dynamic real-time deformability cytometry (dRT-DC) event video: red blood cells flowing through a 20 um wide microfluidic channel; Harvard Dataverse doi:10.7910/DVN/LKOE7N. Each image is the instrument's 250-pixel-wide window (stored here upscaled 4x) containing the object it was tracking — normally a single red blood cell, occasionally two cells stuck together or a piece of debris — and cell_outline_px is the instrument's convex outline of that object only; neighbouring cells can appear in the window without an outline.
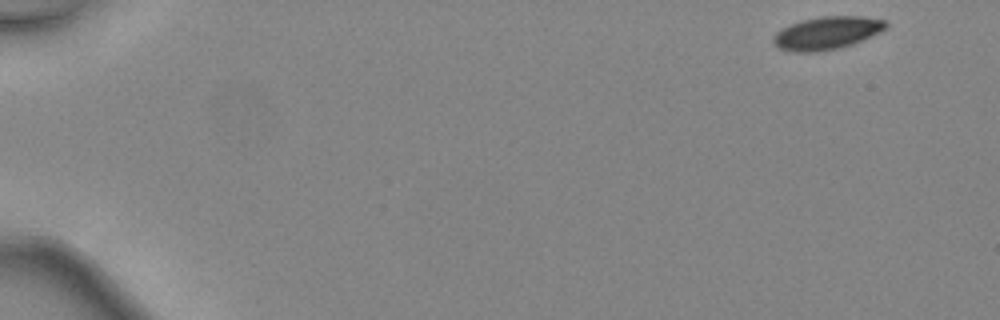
{"species": "common noctule bat (a hibernating species)", "species_latin": "Nyctalus noctula", "temperature_condition": "warm", "stored_images_in_passage": 44, "camera_frame_rate_fps": 3000, "um_per_image_px": 0.085, "animal": {"sex": "female", "body_mass_g": 24.6, "forearm_length_mm": 56.2}, "frame": {"image": 1, "passage_image": 1, "time_ms": 0.0, "image_size_px": [1000, 320], "cell_outline_px": [[888, 28], [880, 32], [852, 44], [836, 48], [816, 52], [796, 52], [776, 48], [772, 40], [772, 36], [780, 28], [800, 20], [820, 16], [864, 16], [884, 20], [888, 24]], "centroid_in_image_um": [70.24, 2.79], "position_along_channel_um": 14.8, "area_um2": 21.73}}
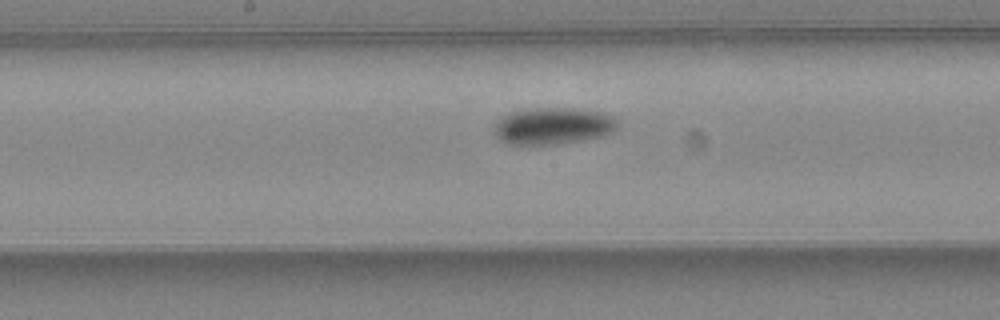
{"frame": {"image": 2, "passage_image": 24, "time_ms": 7.667, "image_size_px": [1000, 320], "cell_outline_px": [[616, 132], [600, 136], [552, 144], [508, 144], [500, 140], [496, 136], [492, 128], [496, 120], [500, 116], [508, 112], [528, 108], [576, 108], [600, 112], [612, 116], [616, 120]], "centroid_in_image_um": [46.92, 10.68], "position_along_channel_um": 201.3, "area_um2": 26.53}}
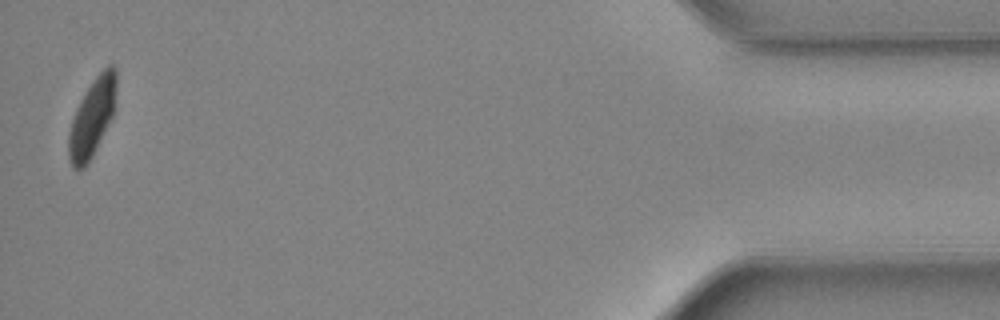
{"frame": {"image": 3, "passage_image": 44, "time_ms": 14.333, "image_size_px": [1000, 320], "cell_outline_px": [[116, 88], [112, 116], [92, 156], [84, 168], [72, 168], [68, 156], [68, 136], [72, 120], [76, 108], [84, 92], [96, 76], [108, 64], [112, 64], [116, 68]], "centroid_in_image_um": [7.81, 9.97], "position_along_channel_um": 427.4, "area_um2": 21.33}, "authors_computed_cell_mechanics": {"area_um2": 23.698, "velocity_mm_per_s": 4.5366, "shape_relaxation_time_tau1_ms": 3.0805, "shape_relaxation_time_tau2_ms": null, "deformation_change_tau1": 0.1191, "deformation_change_tau2": null}}